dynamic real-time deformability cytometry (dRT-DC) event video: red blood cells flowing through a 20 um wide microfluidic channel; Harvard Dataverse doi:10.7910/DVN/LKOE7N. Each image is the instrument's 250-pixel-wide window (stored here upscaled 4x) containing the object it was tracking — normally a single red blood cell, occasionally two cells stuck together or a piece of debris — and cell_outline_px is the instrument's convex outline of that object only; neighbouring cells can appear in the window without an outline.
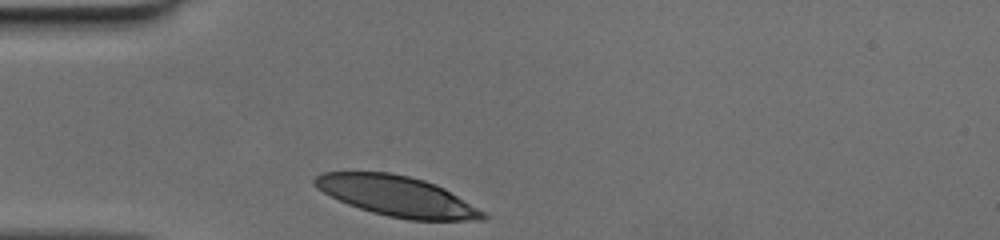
{"species": "human", "species_latin": "Homo sapiens", "temperature_condition": "cold", "stored_images_in_passage": 25, "camera_frame_rate_fps": 3000, "um_per_image_px": 0.085, "donor": {"sex": "female"}, "frame": {"image": 1, "passage_image": 1, "time_ms": 0.0, "image_size_px": [1000, 240], "cell_outline_px": [[488, 216], [484, 220], [408, 220], [388, 216], [372, 212], [348, 204], [316, 188], [312, 184], [312, 180], [316, 176], [324, 172], [388, 172], [408, 176], [424, 180], [436, 184], [444, 188], [484, 212]], "centroid_in_image_um": [33.73, 16.67], "position_along_channel_um": 51.3, "area_um2": 39.13}}
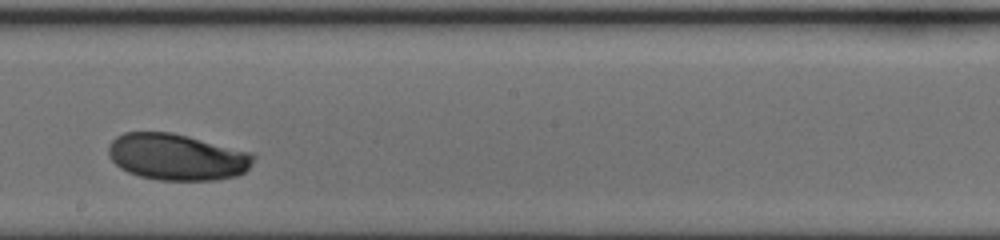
{"frame": {"image": 2, "passage_image": 15, "time_ms": 4.667, "image_size_px": [1000, 240], "cell_outline_px": [[256, 156], [252, 164], [244, 172], [236, 176], [216, 180], [160, 180], [140, 176], [128, 172], [120, 168], [108, 156], [108, 144], [116, 136], [124, 132], [172, 132], [252, 152]], "centroid_in_image_um": [15.04, 13.33], "position_along_channel_um": 233.2, "area_um2": 39.48}}
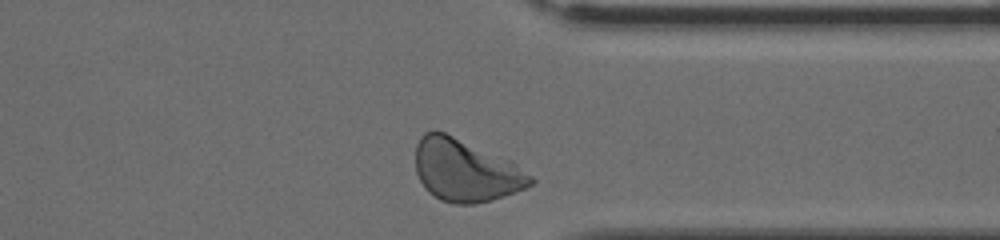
{"frame": {"image": 3, "passage_image": 25, "time_ms": 8.0, "image_size_px": [1000, 240], "cell_outline_px": [[536, 180], [532, 184], [524, 188], [504, 196], [492, 200], [472, 204], [452, 204], [440, 200], [428, 192], [420, 180], [416, 172], [416, 144], [420, 136], [424, 132], [444, 132], [512, 160], [532, 176]], "centroid_in_image_um": [39.58, 14.5], "position_along_channel_um": 371.8, "area_um2": 41.79}}